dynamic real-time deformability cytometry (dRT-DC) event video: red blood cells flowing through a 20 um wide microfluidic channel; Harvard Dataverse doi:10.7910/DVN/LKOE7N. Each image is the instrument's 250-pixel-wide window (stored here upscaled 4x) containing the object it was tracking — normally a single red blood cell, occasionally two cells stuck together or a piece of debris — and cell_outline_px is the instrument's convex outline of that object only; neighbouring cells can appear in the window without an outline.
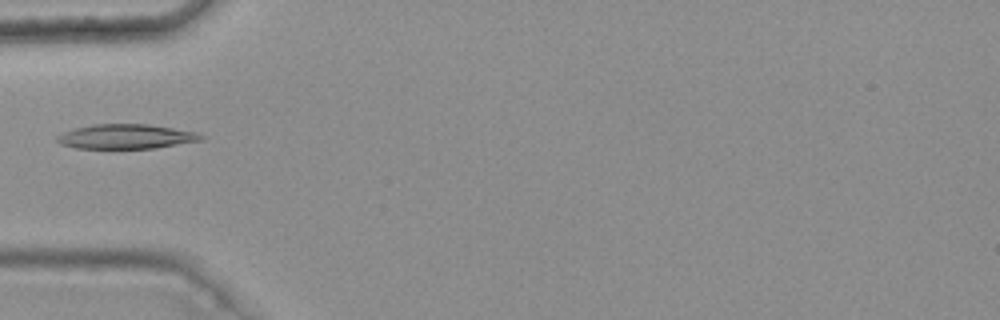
{"species": "common noctule bat (a hibernating species)", "species_latin": "Nyctalus noctula", "temperature_condition": "warm", "stored_images_in_passage": 5, "camera_frame_rate_fps": 3000, "um_per_image_px": 0.085, "animal": {"sex": "female", "body_mass_g": 25.1}, "frame": {"image": 1, "passage_image": 1, "time_ms": 0.0, "image_size_px": [1000, 320], "cell_outline_px": [[204, 140], [156, 148], [76, 148], [60, 144], [56, 140], [56, 136], [64, 132], [76, 128], [92, 124], [148, 124], [196, 132], [204, 136]], "centroid_in_image_um": [10.72, 11.61], "position_along_channel_um": 74.3, "area_um2": 20.58}}
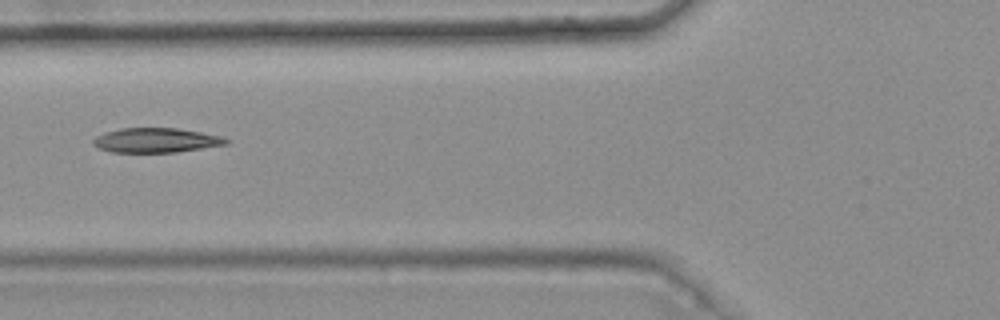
{"frame": {"image": 2, "passage_image": 2, "time_ms": 0.333, "image_size_px": [1000, 320], "cell_outline_px": [[232, 140], [228, 144], [176, 152], [112, 152], [100, 148], [92, 144], [92, 140], [96, 136], [104, 132], [120, 128], [176, 128], [200, 132], [220, 136]], "centroid_in_image_um": [13.26, 11.92], "position_along_channel_um": 112.5, "area_um2": 19.02}}
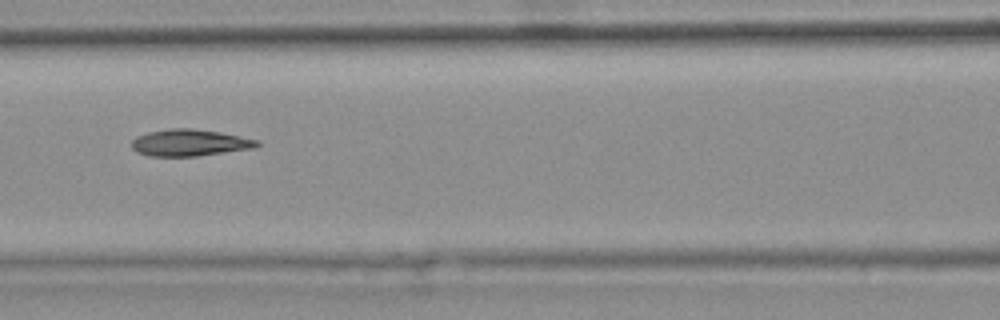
{"frame": {"image": 3, "passage_image": 3, "time_ms": 0.667, "image_size_px": [1000, 320], "cell_outline_px": [[260, 144], [256, 148], [196, 156], [148, 156], [136, 152], [132, 148], [132, 140], [136, 136], [148, 132], [168, 128], [192, 128], [220, 132], [260, 140]], "centroid_in_image_um": [16.13, 12.13], "position_along_channel_um": 150.5, "area_um2": 19.71}}